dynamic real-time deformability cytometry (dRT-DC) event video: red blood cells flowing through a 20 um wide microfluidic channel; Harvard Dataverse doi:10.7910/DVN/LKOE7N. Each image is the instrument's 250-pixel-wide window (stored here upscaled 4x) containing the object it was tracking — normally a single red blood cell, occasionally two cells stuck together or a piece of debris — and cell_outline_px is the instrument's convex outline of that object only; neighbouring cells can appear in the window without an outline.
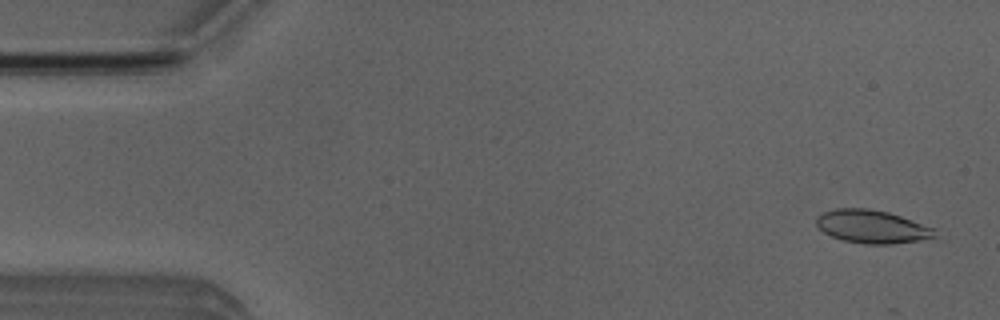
{"species": "Egyptian fruit bat (a non-hibernating species)", "species_latin": "Rousettus aegyptiacus", "temperature_condition": "room temperature", "stored_images_in_passage": 12, "camera_frame_rate_fps": 3000, "um_per_image_px": 0.085, "animal": {"sex": "male"}, "frame": {"image": 1, "passage_image": 2, "time_ms": 0.333, "image_size_px": [1000, 320], "cell_outline_px": [[936, 236], [920, 240], [892, 244], [864, 244], [844, 240], [832, 236], [824, 232], [816, 224], [816, 216], [824, 212], [836, 208], [868, 208], [888, 212], [936, 228]], "centroid_in_image_um": [74.13, 19.26], "position_along_channel_um": 10.9, "area_um2": 22.83}}